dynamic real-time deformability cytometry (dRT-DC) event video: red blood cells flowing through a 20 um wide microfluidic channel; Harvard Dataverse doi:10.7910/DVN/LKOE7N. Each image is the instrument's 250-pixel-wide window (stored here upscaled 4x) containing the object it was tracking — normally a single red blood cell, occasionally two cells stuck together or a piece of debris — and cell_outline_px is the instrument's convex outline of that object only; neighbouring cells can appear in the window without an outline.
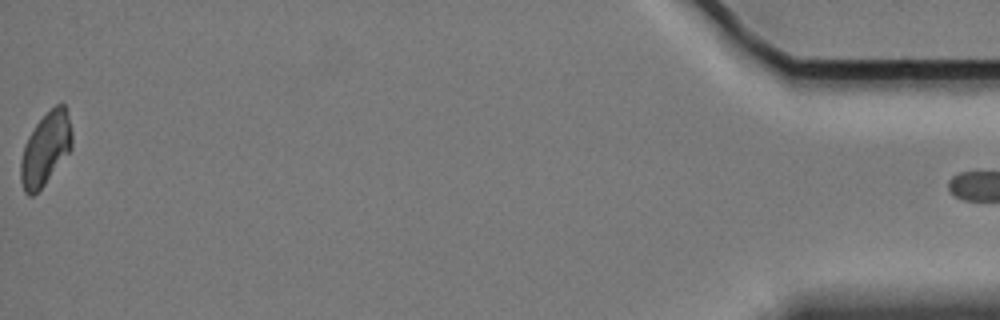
{"species": "Egyptian fruit bat (a non-hibernating species)", "species_latin": "Rousettus aegyptiacus", "temperature_condition": "cold", "stored_images_in_passage": 15, "camera_frame_rate_fps": 3000, "um_per_image_px": 0.085, "animal": {"sex": "female"}, "frame": {"image": 1, "passage_image": 15, "time_ms": 19.0, "image_size_px": [1000, 320], "cell_outline_px": [[72, 148], [44, 184], [32, 196], [28, 196], [24, 192], [20, 180], [20, 160], [24, 144], [28, 136], [36, 124], [56, 104], [64, 104], [68, 116], [72, 132]], "centroid_in_image_um": [3.85, 12.67], "position_along_channel_um": 431.4, "area_um2": 21.5}, "authors_computed_cell_mechanics": {"area_um2": 21.2126, "velocity_mm_per_s": 3.3876, "shape_relaxation_time_tau1_ms": 4.7918, "shape_relaxation_time_tau2_ms": null, "deformation_change_tau1": 0.1011, "deformation_change_tau2": null}}